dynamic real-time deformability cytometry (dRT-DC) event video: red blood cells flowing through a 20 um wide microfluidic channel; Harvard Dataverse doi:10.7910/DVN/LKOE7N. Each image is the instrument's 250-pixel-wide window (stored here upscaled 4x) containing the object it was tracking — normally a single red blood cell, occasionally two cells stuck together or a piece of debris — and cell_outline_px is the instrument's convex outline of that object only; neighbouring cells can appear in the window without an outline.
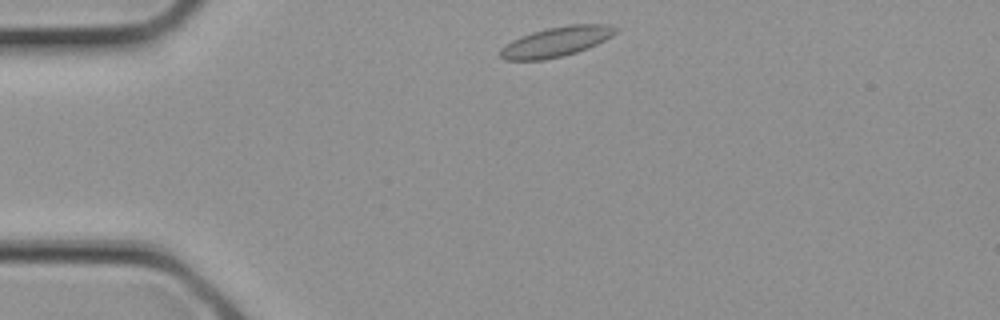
{"species": "common noctule bat (a hibernating species)", "species_latin": "Nyctalus noctula", "temperature_condition": "cold", "stored_images_in_passage": 23, "camera_frame_rate_fps": 3000, "um_per_image_px": 0.085, "animal": {"sex": "female", "body_mass_g": 21.9}, "frame": {"image": 1, "passage_image": 1, "time_ms": 0.0, "image_size_px": [1000, 320], "cell_outline_px": [[620, 28], [612, 36], [588, 48], [564, 56], [544, 60], [504, 60], [500, 56], [500, 48], [512, 40], [520, 36], [532, 32], [548, 28], [572, 24], [608, 24]], "centroid_in_image_um": [47.28, 3.55], "position_along_channel_um": 37.7, "area_um2": 20.11}}
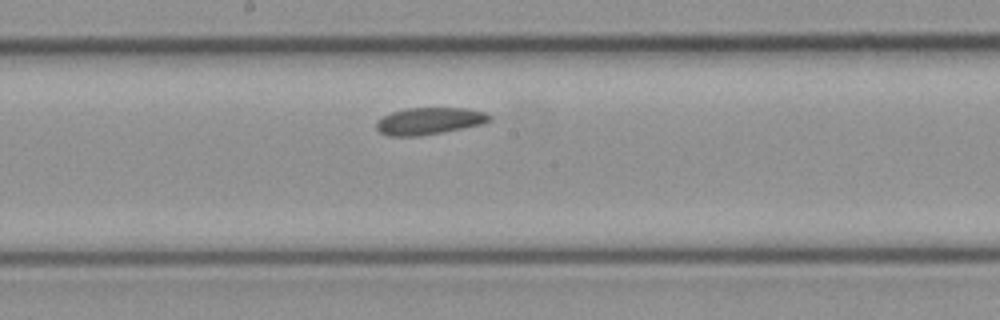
{"frame": {"image": 2, "passage_image": 10, "time_ms": 3.0, "image_size_px": [1000, 320], "cell_outline_px": [[492, 120], [484, 124], [444, 132], [420, 136], [388, 136], [380, 132], [376, 128], [376, 120], [380, 116], [404, 108], [464, 108], [484, 112], [492, 116]], "centroid_in_image_um": [36.47, 10.29], "position_along_channel_um": 211.7, "area_um2": 18.09}}
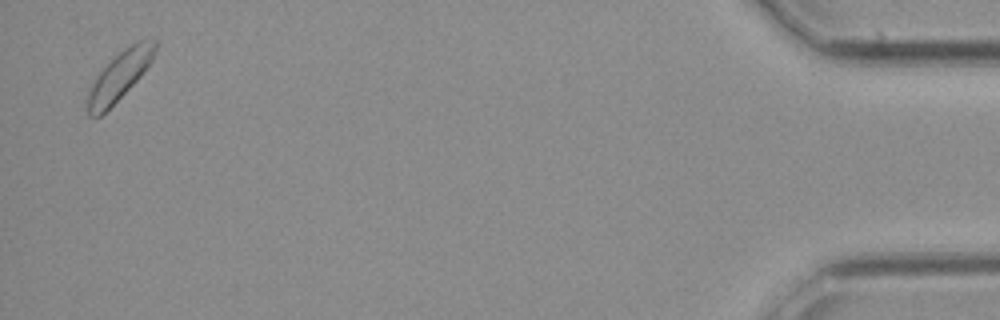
{"frame": {"image": 3, "passage_image": 23, "time_ms": 7.333, "image_size_px": [1000, 320], "cell_outline_px": [[160, 40], [152, 60], [140, 76], [100, 116], [88, 116], [84, 100], [96, 76], [124, 48], [140, 40]], "centroid_in_image_um": [10.13, 6.45], "position_along_channel_um": 425.1, "area_um2": 18.67}}